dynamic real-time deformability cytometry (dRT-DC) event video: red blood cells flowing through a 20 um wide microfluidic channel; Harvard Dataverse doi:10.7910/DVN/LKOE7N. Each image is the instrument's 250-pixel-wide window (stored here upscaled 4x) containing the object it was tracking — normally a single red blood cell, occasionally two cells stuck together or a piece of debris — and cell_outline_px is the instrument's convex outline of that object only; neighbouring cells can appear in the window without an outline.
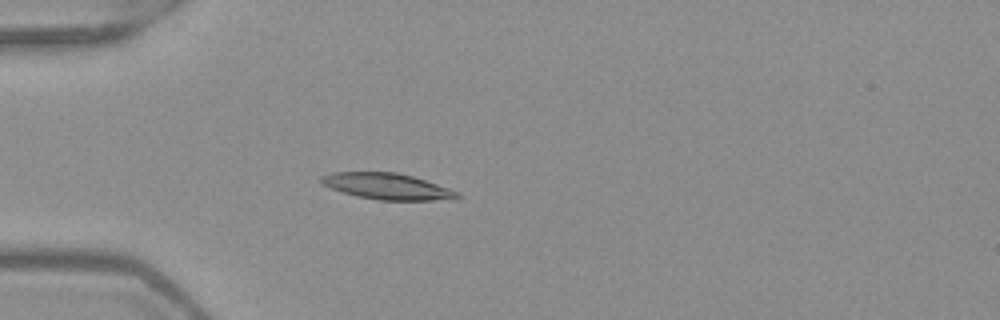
{"species": "Egyptian fruit bat (a non-hibernating species)", "species_latin": "Rousettus aegyptiacus", "temperature_condition": "warm", "stored_images_in_passage": 52, "camera_frame_rate_fps": 3000, "um_per_image_px": 0.085, "frame": {"image": 1, "passage_image": 16, "time_ms": 5.0, "image_size_px": [1000, 320], "cell_outline_px": [[460, 196], [456, 200], [380, 200], [356, 196], [332, 188], [324, 184], [320, 180], [320, 176], [332, 172], [396, 172], [412, 176], [460, 192]], "centroid_in_image_um": [32.95, 15.84], "position_along_channel_um": 52.1, "area_um2": 20.63}}
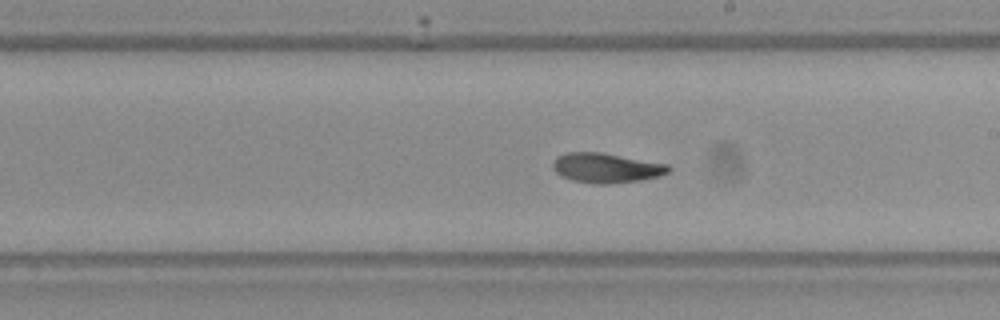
{"frame": {"image": 2, "passage_image": 31, "time_ms": 10.0, "image_size_px": [1000, 320], "cell_outline_px": [[672, 168], [668, 172], [660, 176], [640, 180], [608, 184], [596, 184], [572, 180], [560, 176], [552, 168], [552, 164], [556, 156], [568, 152], [600, 152], [668, 164]], "centroid_in_image_um": [51.51, 14.27], "position_along_channel_um": 237.5, "area_um2": 20.11}}
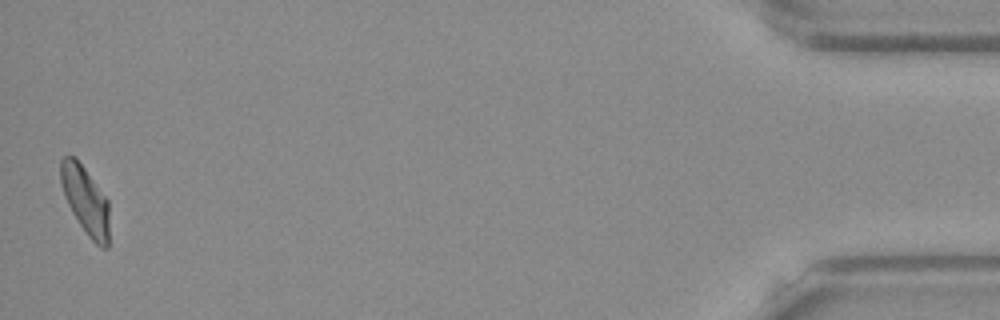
{"frame": {"image": 3, "passage_image": 52, "time_ms": 17.0, "image_size_px": [1000, 320], "cell_outline_px": [[108, 248], [100, 248], [88, 236], [72, 212], [64, 196], [60, 184], [60, 160], [64, 156], [76, 156], [108, 200]], "centroid_in_image_um": [7.24, 16.99], "position_along_channel_um": 428.0, "area_um2": 19.25}, "authors_computed_cell_mechanics": {"area_um2": 20.0855, "velocity_mm_per_s": 3.9644, "shape_relaxation_time_tau1_ms": 6.4542, "shape_relaxation_time_tau2_ms": 3.2613, "deformation_change_tau1": 0.1657, "deformation_change_tau2": 0.0893}}